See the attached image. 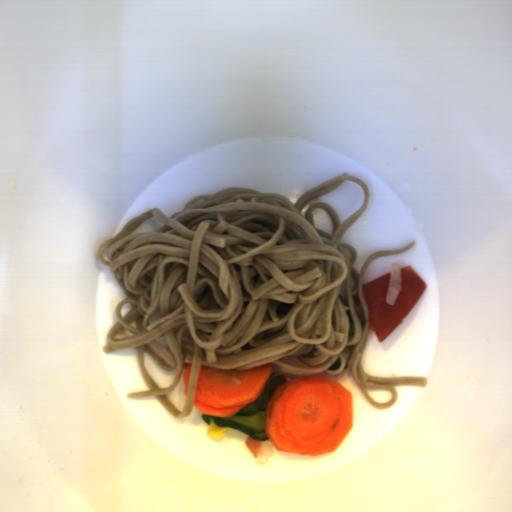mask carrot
<instances>
[{"mask_svg":"<svg viewBox=\"0 0 512 512\" xmlns=\"http://www.w3.org/2000/svg\"><path fill=\"white\" fill-rule=\"evenodd\" d=\"M261 444L262 442L261 441H258V440H255L253 437H251L250 435L246 436L245 438V445L247 446V448L249 449V451L252 452L253 456L256 458L257 456V453L261 447Z\"/></svg>","mask_w":512,"mask_h":512,"instance_id":"3","label":"carrot"},{"mask_svg":"<svg viewBox=\"0 0 512 512\" xmlns=\"http://www.w3.org/2000/svg\"><path fill=\"white\" fill-rule=\"evenodd\" d=\"M273 373L271 363L250 370H223L201 365L193 406L206 415H235L258 399Z\"/></svg>","mask_w":512,"mask_h":512,"instance_id":"2","label":"carrot"},{"mask_svg":"<svg viewBox=\"0 0 512 512\" xmlns=\"http://www.w3.org/2000/svg\"><path fill=\"white\" fill-rule=\"evenodd\" d=\"M191 373H192V364H188L183 375H182V378L185 382V388H184V394L185 396L187 395L188 393V390H189V385H190V380H191Z\"/></svg>","mask_w":512,"mask_h":512,"instance_id":"4","label":"carrot"},{"mask_svg":"<svg viewBox=\"0 0 512 512\" xmlns=\"http://www.w3.org/2000/svg\"><path fill=\"white\" fill-rule=\"evenodd\" d=\"M352 392L339 381L303 375L277 385L264 431L272 447L306 456L332 453L354 424Z\"/></svg>","mask_w":512,"mask_h":512,"instance_id":"1","label":"carrot"}]
</instances>
